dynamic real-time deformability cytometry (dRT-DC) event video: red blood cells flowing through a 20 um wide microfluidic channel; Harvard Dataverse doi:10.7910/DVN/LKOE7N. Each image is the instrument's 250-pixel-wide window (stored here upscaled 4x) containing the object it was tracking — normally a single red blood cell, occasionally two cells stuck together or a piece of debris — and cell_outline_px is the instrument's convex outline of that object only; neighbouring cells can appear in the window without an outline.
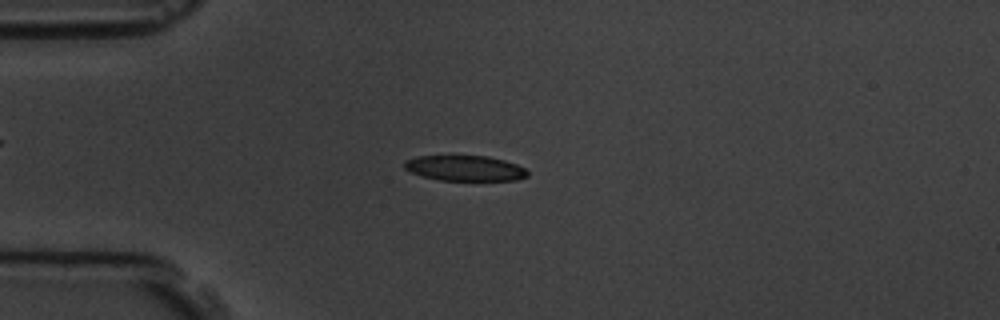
{"species": "common noctule bat (a hibernating species)", "species_latin": "Nyctalus noctula", "temperature_condition": "room temperature", "stored_images_in_passage": 10, "camera_frame_rate_fps": 3000, "um_per_image_px": 0.085, "animal": {"sex": "male", "body_mass_g": 19.5, "forearm_length_mm": 54.6}, "frame": {"image": 1, "passage_image": 5, "time_ms": 4.667, "image_size_px": [1000, 320], "cell_outline_px": [[528, 176], [516, 180], [440, 180], [424, 176], [412, 172], [404, 168], [404, 160], [416, 156], [452, 152], [488, 156], [504, 160], [516, 164], [524, 168], [528, 172]], "centroid_in_image_um": [39.46, 14.23], "position_along_channel_um": 45.5, "area_um2": 19.13}}
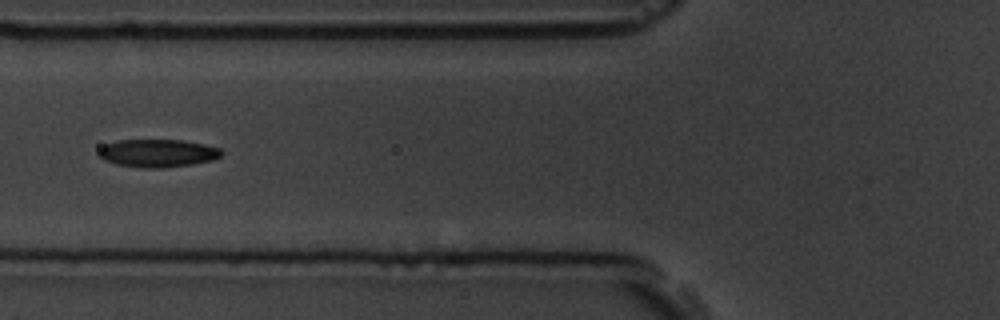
{"frame": {"image": 2, "passage_image": 7, "time_ms": 7.0, "image_size_px": [1000, 320], "cell_outline_px": [[224, 152], [220, 156], [212, 160], [192, 164], [160, 168], [144, 168], [116, 164], [104, 160], [96, 156], [96, 152], [104, 144], [116, 140], [184, 140], [204, 144], [220, 148]], "centroid_in_image_um": [13.36, 13.01], "position_along_channel_um": 112.4, "area_um2": 20.17}}
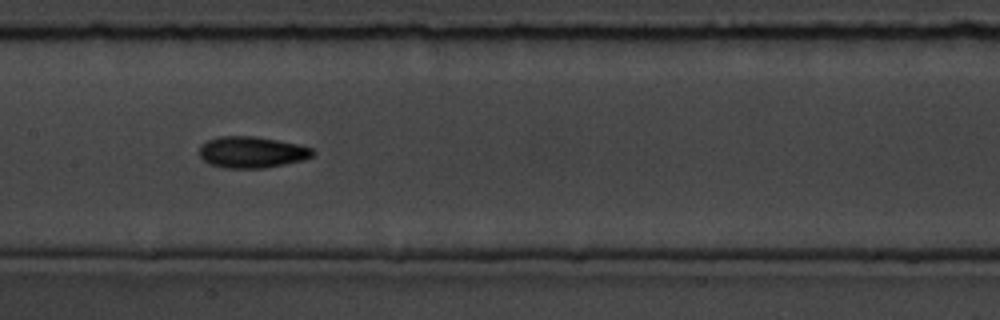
{"frame": {"image": 3, "passage_image": 9, "time_ms": 9.0, "image_size_px": [1000, 320], "cell_outline_px": [[316, 152], [312, 156], [304, 160], [264, 168], [224, 168], [208, 164], [200, 156], [200, 144], [208, 140], [220, 136], [256, 136], [300, 144], [312, 148]], "centroid_in_image_um": [21.42, 12.93], "position_along_channel_um": 186.0, "area_um2": 20.92}}